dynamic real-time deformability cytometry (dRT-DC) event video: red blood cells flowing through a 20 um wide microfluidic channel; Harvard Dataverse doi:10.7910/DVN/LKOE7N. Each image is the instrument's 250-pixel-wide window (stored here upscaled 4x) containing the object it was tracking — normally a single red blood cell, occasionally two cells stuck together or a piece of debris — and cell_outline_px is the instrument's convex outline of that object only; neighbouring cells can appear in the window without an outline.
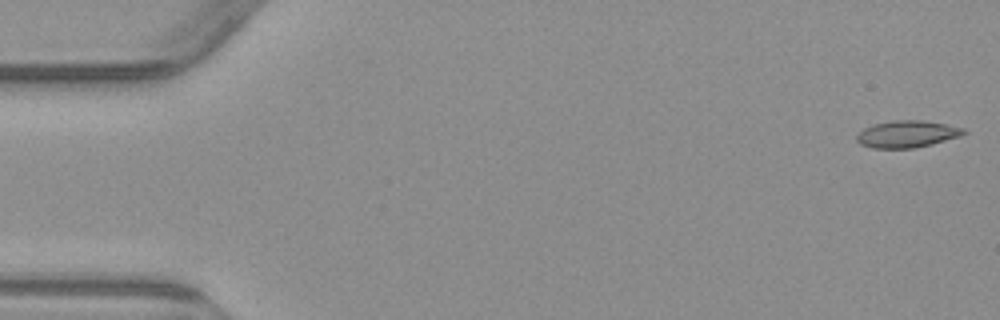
{"species": "common noctule bat (a hibernating species)", "species_latin": "Nyctalus noctula", "temperature_condition": "warm", "stored_images_in_passage": 4, "camera_frame_rate_fps": 3000, "um_per_image_px": 0.085, "animal": {"sex": "male", "body_mass_g": 23.1, "forearm_length_mm": 52.7}, "frame": {"image": 1, "passage_image": 1, "time_ms": 0.0, "image_size_px": [1000, 320], "cell_outline_px": [[968, 132], [960, 136], [932, 144], [912, 148], [872, 148], [860, 144], [856, 140], [856, 136], [864, 128], [872, 124], [892, 120], [924, 120], [964, 128]], "centroid_in_image_um": [77.08, 11.39], "position_along_channel_um": 7.9, "area_um2": 16.82}}
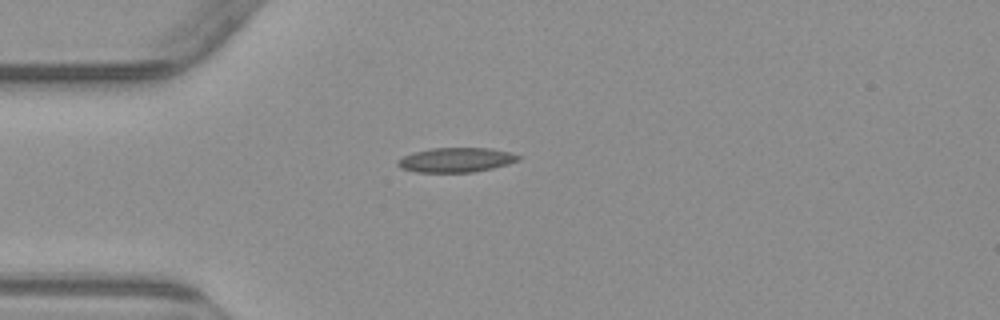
{"frame": {"image": 2, "passage_image": 4, "time_ms": 4.333, "image_size_px": [1000, 320], "cell_outline_px": [[520, 160], [508, 164], [492, 168], [472, 172], [416, 172], [400, 168], [396, 164], [396, 160], [412, 152], [432, 148], [492, 148], [508, 152], [520, 156]], "centroid_in_image_um": [38.73, 13.59], "position_along_channel_um": 46.3, "area_um2": 17.28}}